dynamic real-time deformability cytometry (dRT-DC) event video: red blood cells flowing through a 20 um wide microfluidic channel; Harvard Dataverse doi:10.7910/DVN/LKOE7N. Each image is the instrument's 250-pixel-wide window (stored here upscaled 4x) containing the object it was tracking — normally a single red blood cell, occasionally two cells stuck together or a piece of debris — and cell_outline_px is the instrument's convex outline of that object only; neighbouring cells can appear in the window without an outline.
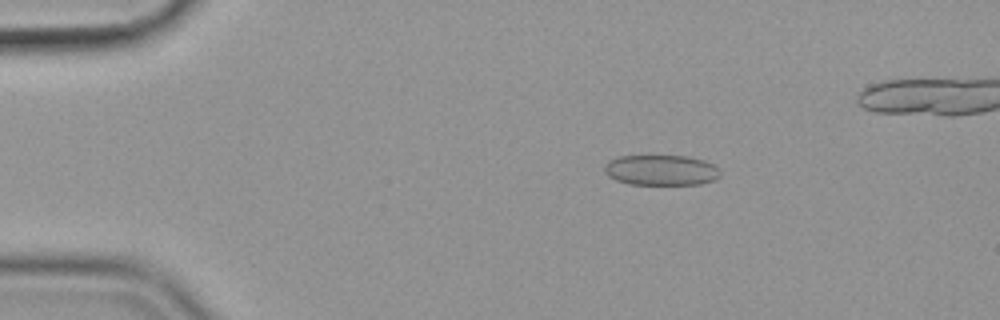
{"species": "common noctule bat (a hibernating species)", "species_latin": "Nyctalus noctula", "temperature_condition": "cold", "stored_images_in_passage": 43, "camera_frame_rate_fps": 3000, "um_per_image_px": 0.085, "animal": {"sex": "female", "body_mass_g": 19.9}, "frame": {"image": 1, "passage_image": 1, "time_ms": 0.0, "image_size_px": [1000, 320], "cell_outline_px": [[720, 176], [716, 180], [700, 184], [628, 184], [616, 180], [608, 176], [604, 172], [604, 164], [608, 160], [616, 156], [648, 152], [688, 156], [704, 160], [720, 168]], "centroid_in_image_um": [56.15, 14.4], "position_along_channel_um": 28.9, "area_um2": 21.85}}
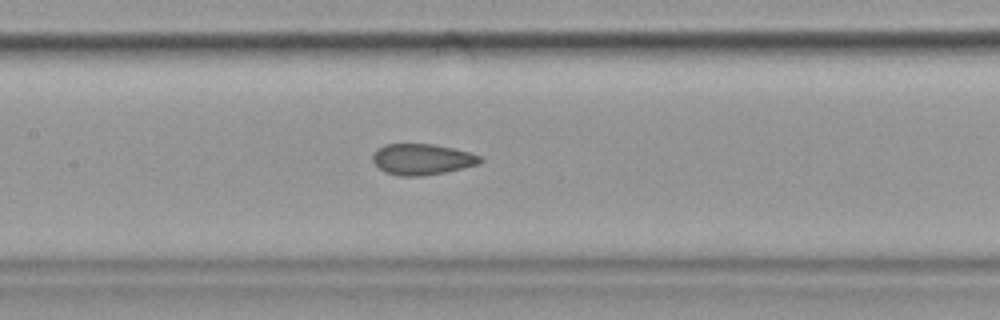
{"frame": {"image": 2, "passage_image": 18, "time_ms": 5.667, "image_size_px": [1000, 320], "cell_outline_px": [[484, 160], [480, 164], [444, 172], [420, 176], [396, 176], [384, 172], [372, 160], [372, 152], [376, 148], [384, 144], [432, 144], [452, 148], [468, 152], [480, 156]], "centroid_in_image_um": [35.83, 13.54], "position_along_channel_um": 171.6, "area_um2": 19.48}}
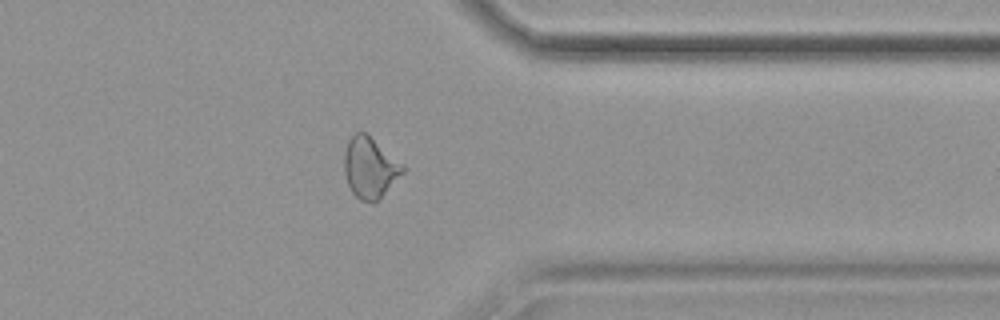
{"frame": {"image": 3, "passage_image": 36, "time_ms": 11.667, "image_size_px": [1000, 320], "cell_outline_px": [[404, 172], [380, 200], [372, 204], [360, 200], [352, 192], [348, 184], [344, 172], [344, 152], [348, 140], [356, 132], [364, 132], [404, 164]], "centroid_in_image_um": [31.45, 14.29], "position_along_channel_um": 380.0, "area_um2": 20.87}}